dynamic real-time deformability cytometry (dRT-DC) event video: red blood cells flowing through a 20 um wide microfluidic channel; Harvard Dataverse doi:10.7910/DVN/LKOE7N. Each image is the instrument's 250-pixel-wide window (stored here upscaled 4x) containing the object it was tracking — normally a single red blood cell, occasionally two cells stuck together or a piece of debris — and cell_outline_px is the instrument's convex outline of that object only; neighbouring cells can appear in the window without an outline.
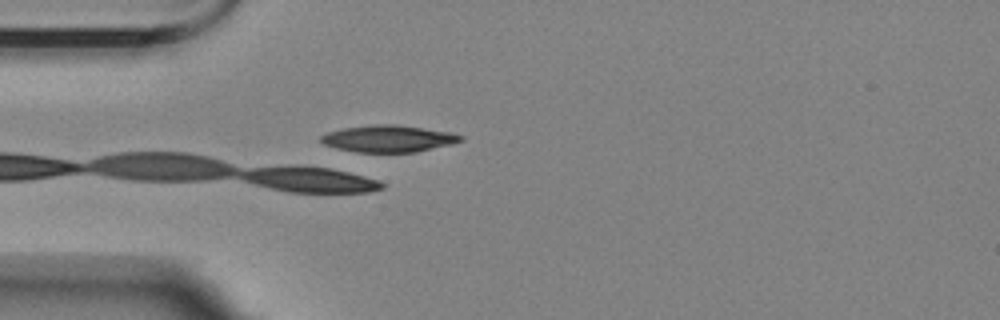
{"species": "Egyptian fruit bat (a non-hibernating species)", "species_latin": "Rousettus aegyptiacus", "temperature_condition": "room temperature", "stored_images_in_passage": 4, "camera_frame_rate_fps": 3000, "um_per_image_px": 0.085, "animal": {"sex": "female"}, "frame": {"image": 1, "passage_image": 4, "time_ms": 4.333, "image_size_px": [1000, 320], "cell_outline_px": [[464, 140], [452, 144], [416, 152], [356, 152], [324, 144], [320, 140], [320, 136], [328, 132], [344, 128], [376, 124], [396, 124], [448, 132], [464, 136]], "centroid_in_image_um": [33.04, 11.78], "position_along_channel_um": 52.0, "area_um2": 21.62}}